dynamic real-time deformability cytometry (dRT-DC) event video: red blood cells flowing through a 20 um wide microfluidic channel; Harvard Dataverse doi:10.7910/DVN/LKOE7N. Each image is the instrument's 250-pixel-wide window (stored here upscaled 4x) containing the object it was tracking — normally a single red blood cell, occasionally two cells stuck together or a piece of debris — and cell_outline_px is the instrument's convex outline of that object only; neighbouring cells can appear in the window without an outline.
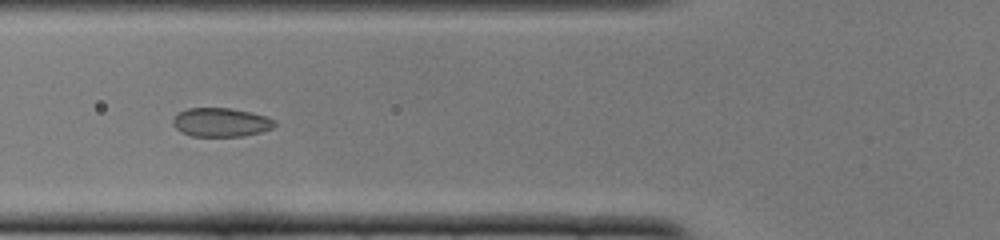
{"species": "common noctule bat (a hibernating species)", "species_latin": "Nyctalus noctula", "temperature_condition": "cold", "stored_images_in_passage": 51, "camera_frame_rate_fps": 3000, "um_per_image_px": 0.085, "animal": {"sex": "female", "body_mass_g": 22.0, "forearm_length_mm": 56.7}, "frame": {"image": 1, "passage_image": 18, "time_ms": 5.667, "image_size_px": [1000, 240], "cell_outline_px": [[276, 124], [272, 128], [260, 132], [244, 136], [192, 136], [180, 132], [172, 124], [172, 120], [180, 112], [188, 108], [228, 108], [252, 112], [276, 120]], "centroid_in_image_um": [18.78, 10.4], "position_along_channel_um": 107.0, "area_um2": 17.05}}
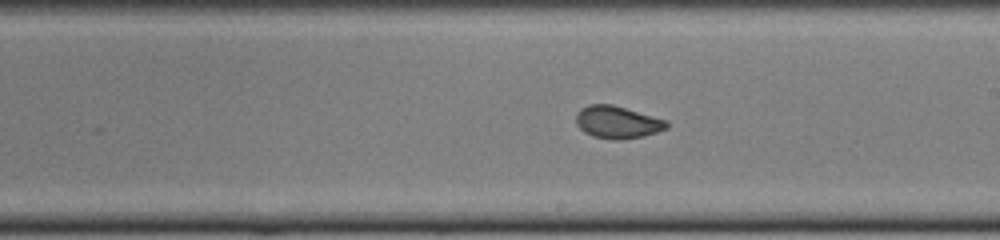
{"frame": {"image": 2, "passage_image": 28, "time_ms": 9.0, "image_size_px": [1000, 240], "cell_outline_px": [[668, 128], [644, 136], [620, 140], [616, 140], [592, 136], [584, 132], [576, 124], [576, 116], [580, 108], [588, 104], [612, 104], [668, 120]], "centroid_in_image_um": [52.48, 10.38], "position_along_channel_um": 236.5, "area_um2": 17.22}}
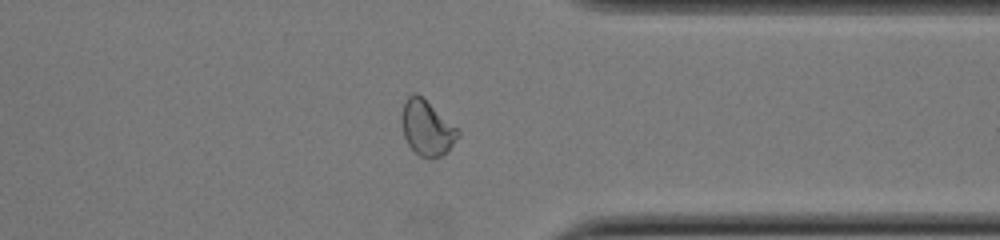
{"frame": {"image": 3, "passage_image": 39, "time_ms": 12.667, "image_size_px": [1000, 240], "cell_outline_px": [[460, 136], [448, 152], [432, 160], [420, 156], [408, 144], [404, 136], [400, 120], [400, 112], [408, 96], [412, 92], [416, 92], [456, 128], [460, 132]], "centroid_in_image_um": [36.26, 10.91], "position_along_channel_um": 375.1, "area_um2": 18.03}, "authors_computed_cell_mechanics": {"area_um2": 17.918, "velocity_mm_per_s": 3.8919, "shape_relaxation_time_tau1_ms": null, "shape_relaxation_time_tau2_ms": 0.9713, "deformation_change_tau1": null, "deformation_change_tau2": 0.0418}}